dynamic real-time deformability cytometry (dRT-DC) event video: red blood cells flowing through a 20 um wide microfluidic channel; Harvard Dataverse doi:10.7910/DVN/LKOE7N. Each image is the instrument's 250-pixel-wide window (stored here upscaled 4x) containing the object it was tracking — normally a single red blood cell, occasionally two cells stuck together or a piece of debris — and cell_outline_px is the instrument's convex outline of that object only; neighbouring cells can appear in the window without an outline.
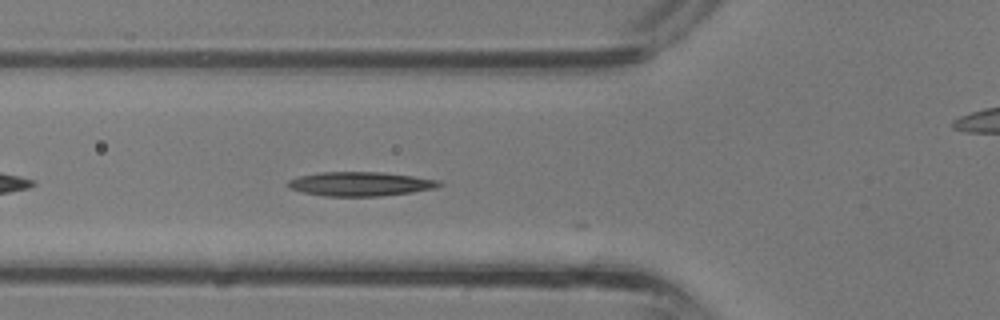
{"species": "common noctule bat (a hibernating species)", "species_latin": "Nyctalus noctula", "temperature_condition": "room temperature", "stored_images_in_passage": 8, "camera_frame_rate_fps": 3000, "um_per_image_px": 0.085, "animal": {"sex": "male", "body_mass_g": 13.3}, "frame": {"image": 1, "passage_image": 7, "time_ms": 2.0, "image_size_px": [1000, 320], "cell_outline_px": [[444, 184], [436, 188], [412, 192], [380, 196], [324, 196], [304, 192], [288, 188], [288, 180], [300, 176], [320, 172], [380, 172], [412, 176], [440, 180]], "centroid_in_image_um": [30.65, 15.63], "position_along_channel_um": 95.1, "area_um2": 21.21}}